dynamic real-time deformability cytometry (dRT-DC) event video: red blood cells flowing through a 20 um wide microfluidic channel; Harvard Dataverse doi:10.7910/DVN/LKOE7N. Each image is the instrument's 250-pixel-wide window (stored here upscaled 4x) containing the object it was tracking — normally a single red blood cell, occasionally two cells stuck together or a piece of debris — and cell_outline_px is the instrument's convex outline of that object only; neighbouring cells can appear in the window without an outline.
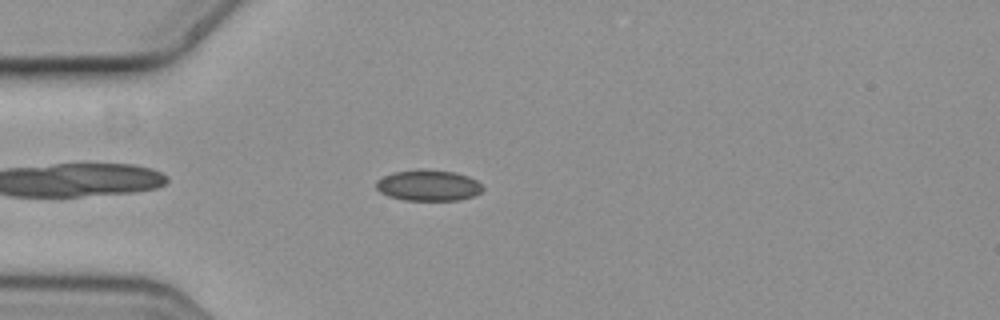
{"species": "common noctule bat (a hibernating species)", "species_latin": "Nyctalus noctula", "temperature_condition": "cold", "stored_images_in_passage": 5, "camera_frame_rate_fps": 3000, "um_per_image_px": 0.085, "animal": {"sex": "female", "body_mass_g": 19.3, "forearm_length_mm": 54.1}, "frame": {"image": 1, "passage_image": 5, "time_ms": 1.333, "image_size_px": [1000, 320], "cell_outline_px": [[484, 188], [480, 192], [472, 196], [460, 200], [404, 200], [388, 196], [380, 192], [376, 188], [376, 180], [392, 172], [420, 168], [424, 168], [456, 172], [468, 176], [476, 180]], "centroid_in_image_um": [36.39, 15.74], "position_along_channel_um": 48.6, "area_um2": 19.48}}